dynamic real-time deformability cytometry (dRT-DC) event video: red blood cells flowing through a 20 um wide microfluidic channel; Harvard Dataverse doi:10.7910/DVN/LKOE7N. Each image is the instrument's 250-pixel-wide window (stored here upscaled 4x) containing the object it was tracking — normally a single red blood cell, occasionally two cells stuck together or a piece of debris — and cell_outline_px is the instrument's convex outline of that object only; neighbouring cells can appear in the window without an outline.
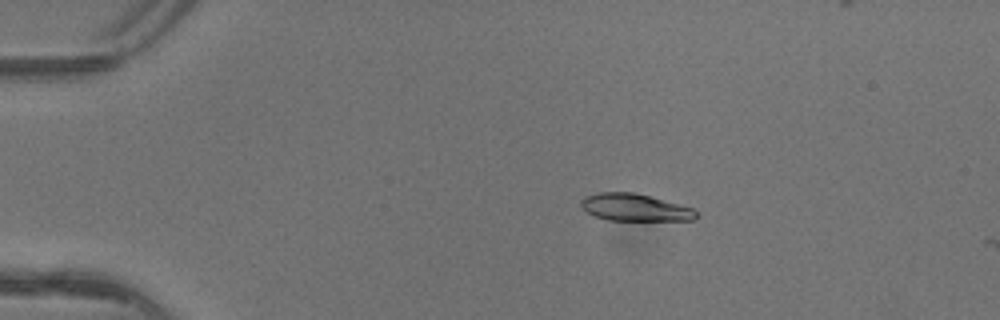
{"species": "common noctule bat (a hibernating species)", "species_latin": "Nyctalus noctula", "temperature_condition": "warm", "stored_images_in_passage": 7, "camera_frame_rate_fps": 3000, "um_per_image_px": 0.085, "animal": {"sex": "female"}, "frame": {"image": 1, "passage_image": 3, "time_ms": 0.667, "image_size_px": [1000, 320], "cell_outline_px": [[696, 216], [692, 220], [608, 220], [596, 216], [588, 212], [580, 204], [580, 200], [584, 196], [600, 192], [632, 192], [680, 204], [692, 208], [696, 212]], "centroid_in_image_um": [53.93, 17.63], "position_along_channel_um": 31.1, "area_um2": 17.98}}
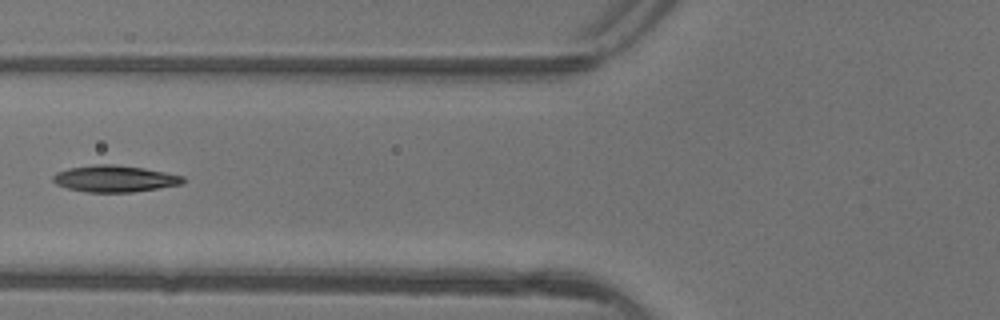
{"frame": {"image": 2, "passage_image": 6, "time_ms": 1.667, "image_size_px": [1000, 320], "cell_outline_px": [[184, 184], [160, 188], [132, 192], [84, 192], [68, 188], [56, 184], [52, 180], [52, 176], [56, 172], [68, 168], [96, 164], [112, 164], [144, 168], [184, 176]], "centroid_in_image_um": [9.74, 15.19], "position_along_channel_um": 116.1, "area_um2": 20.23}}
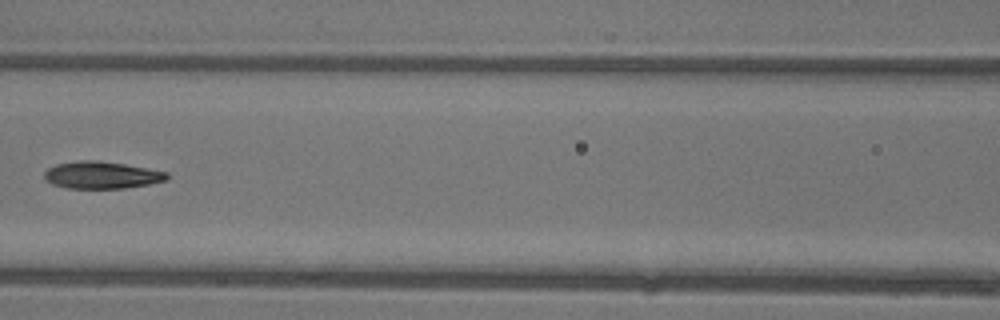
{"frame": {"image": 3, "passage_image": 7, "time_ms": 2.0, "image_size_px": [1000, 320], "cell_outline_px": [[168, 180], [148, 184], [124, 188], [64, 188], [52, 184], [44, 180], [44, 172], [48, 168], [56, 164], [80, 160], [96, 160], [124, 164], [168, 172]], "centroid_in_image_um": [8.6, 14.88], "position_along_channel_um": 158.0, "area_um2": 19.42}}